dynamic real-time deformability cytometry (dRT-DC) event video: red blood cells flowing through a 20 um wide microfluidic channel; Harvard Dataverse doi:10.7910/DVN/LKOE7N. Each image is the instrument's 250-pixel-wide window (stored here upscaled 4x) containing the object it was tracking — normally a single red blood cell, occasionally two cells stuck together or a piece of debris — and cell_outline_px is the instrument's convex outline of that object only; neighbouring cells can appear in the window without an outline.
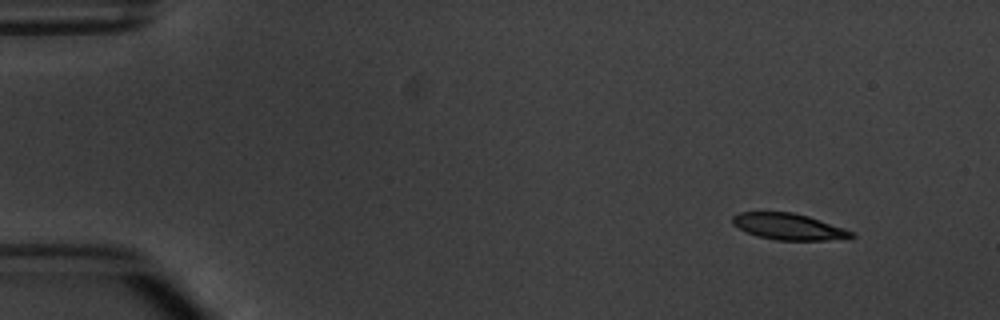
{"species": "common noctule bat (a hibernating species)", "species_latin": "Nyctalus noctula", "temperature_condition": "warm", "stored_images_in_passage": 5, "segment_of_instrument_passage": [1, 2], "camera_frame_rate_fps": 3000, "um_per_image_px": 0.085, "animal": {"sex": "male", "body_mass_g": 20.1, "forearm_length_mm": 53.5}, "frame": {"image": 1, "passage_image": 1, "time_ms": 0.0, "image_size_px": [1000, 320], "cell_outline_px": [[856, 236], [828, 240], [776, 240], [756, 236], [732, 224], [732, 216], [740, 212], [792, 212], [808, 216], [856, 232]], "centroid_in_image_um": [67.04, 19.26], "position_along_channel_um": 18.0, "area_um2": 18.15}}